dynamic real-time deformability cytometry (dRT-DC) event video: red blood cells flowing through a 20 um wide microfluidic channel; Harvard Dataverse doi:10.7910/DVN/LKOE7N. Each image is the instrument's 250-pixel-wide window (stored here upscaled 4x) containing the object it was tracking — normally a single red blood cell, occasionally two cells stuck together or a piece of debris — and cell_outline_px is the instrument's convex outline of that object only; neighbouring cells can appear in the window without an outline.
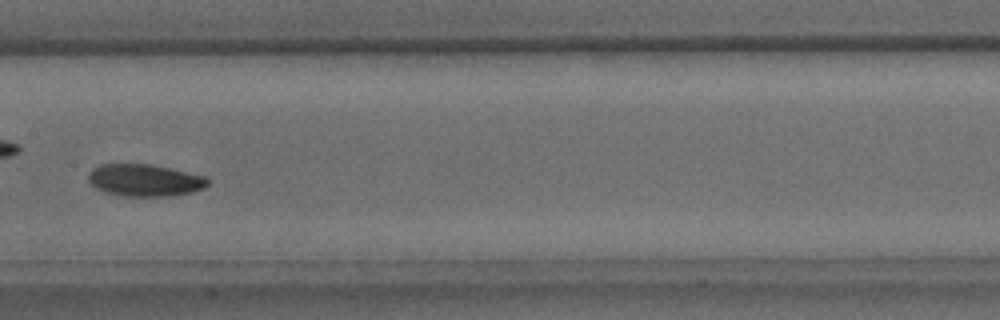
{"species": "common noctule bat (a hibernating species)", "species_latin": "Nyctalus noctula", "temperature_condition": "warm", "stored_images_in_passage": 29, "camera_frame_rate_fps": 3000, "um_per_image_px": 0.085, "animal": {"sex": "male", "body_mass_g": 15.6}, "frame": {"image": 1, "passage_image": 13, "time_ms": 4.0, "image_size_px": [1000, 320], "cell_outline_px": [[208, 184], [204, 188], [192, 192], [164, 196], [124, 196], [108, 192], [96, 188], [88, 180], [88, 172], [92, 168], [100, 164], [148, 164], [168, 168], [204, 176], [208, 180]], "centroid_in_image_um": [12.26, 15.31], "position_along_channel_um": 195.1, "area_um2": 22.02}}